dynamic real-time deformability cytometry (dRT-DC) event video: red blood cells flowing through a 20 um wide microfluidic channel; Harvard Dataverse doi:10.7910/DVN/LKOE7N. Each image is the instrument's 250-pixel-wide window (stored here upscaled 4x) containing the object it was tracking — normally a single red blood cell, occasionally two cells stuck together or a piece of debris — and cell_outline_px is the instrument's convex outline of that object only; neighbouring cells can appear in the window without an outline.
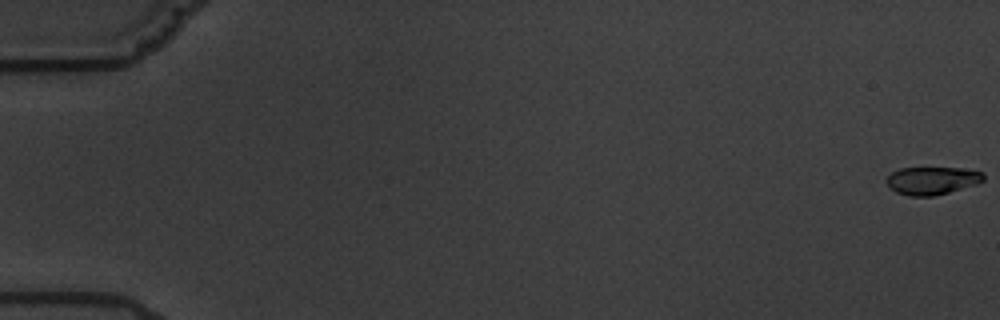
{"species": "common noctule bat (a hibernating species)", "species_latin": "Nyctalus noctula", "temperature_condition": "warm", "stored_images_in_passage": 5, "camera_frame_rate_fps": 3000, "um_per_image_px": 0.085, "animal": {"sex": "male", "body_mass_g": 19.5, "forearm_length_mm": 54.6}, "frame": {"image": 1, "passage_image": 1, "time_ms": 0.0, "image_size_px": [1000, 320], "cell_outline_px": [[984, 180], [976, 184], [948, 192], [932, 196], [908, 196], [896, 192], [888, 184], [888, 176], [892, 172], [900, 168], [960, 168], [984, 172]], "centroid_in_image_um": [79.25, 15.34], "position_along_channel_um": 5.8, "area_um2": 15.49}}